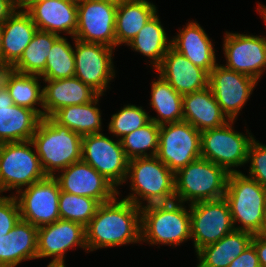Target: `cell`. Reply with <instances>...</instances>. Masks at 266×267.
Returning <instances> with one entry per match:
<instances>
[{
    "instance_id": "obj_15",
    "label": "cell",
    "mask_w": 266,
    "mask_h": 267,
    "mask_svg": "<svg viewBox=\"0 0 266 267\" xmlns=\"http://www.w3.org/2000/svg\"><path fill=\"white\" fill-rule=\"evenodd\" d=\"M226 68L259 81L266 70V37L225 32Z\"/></svg>"
},
{
    "instance_id": "obj_20",
    "label": "cell",
    "mask_w": 266,
    "mask_h": 267,
    "mask_svg": "<svg viewBox=\"0 0 266 267\" xmlns=\"http://www.w3.org/2000/svg\"><path fill=\"white\" fill-rule=\"evenodd\" d=\"M41 119L34 110L15 105L8 89L0 88V144L32 140Z\"/></svg>"
},
{
    "instance_id": "obj_18",
    "label": "cell",
    "mask_w": 266,
    "mask_h": 267,
    "mask_svg": "<svg viewBox=\"0 0 266 267\" xmlns=\"http://www.w3.org/2000/svg\"><path fill=\"white\" fill-rule=\"evenodd\" d=\"M76 246L87 251L85 227L81 224L59 219L38 227L37 259L53 257L49 265H65V252Z\"/></svg>"
},
{
    "instance_id": "obj_49",
    "label": "cell",
    "mask_w": 266,
    "mask_h": 267,
    "mask_svg": "<svg viewBox=\"0 0 266 267\" xmlns=\"http://www.w3.org/2000/svg\"><path fill=\"white\" fill-rule=\"evenodd\" d=\"M47 267H66L65 265H49Z\"/></svg>"
},
{
    "instance_id": "obj_28",
    "label": "cell",
    "mask_w": 266,
    "mask_h": 267,
    "mask_svg": "<svg viewBox=\"0 0 266 267\" xmlns=\"http://www.w3.org/2000/svg\"><path fill=\"white\" fill-rule=\"evenodd\" d=\"M252 237L249 232L234 230L218 242L204 246L196 252L197 267H228L251 244Z\"/></svg>"
},
{
    "instance_id": "obj_19",
    "label": "cell",
    "mask_w": 266,
    "mask_h": 267,
    "mask_svg": "<svg viewBox=\"0 0 266 267\" xmlns=\"http://www.w3.org/2000/svg\"><path fill=\"white\" fill-rule=\"evenodd\" d=\"M155 70L182 96L209 86V73L172 47Z\"/></svg>"
},
{
    "instance_id": "obj_4",
    "label": "cell",
    "mask_w": 266,
    "mask_h": 267,
    "mask_svg": "<svg viewBox=\"0 0 266 267\" xmlns=\"http://www.w3.org/2000/svg\"><path fill=\"white\" fill-rule=\"evenodd\" d=\"M235 230L259 235L266 213V189L242 172L229 173L224 195ZM241 223V226L236 223Z\"/></svg>"
},
{
    "instance_id": "obj_32",
    "label": "cell",
    "mask_w": 266,
    "mask_h": 267,
    "mask_svg": "<svg viewBox=\"0 0 266 267\" xmlns=\"http://www.w3.org/2000/svg\"><path fill=\"white\" fill-rule=\"evenodd\" d=\"M58 37L57 34L37 30L17 62L19 72L40 76L45 71L47 56Z\"/></svg>"
},
{
    "instance_id": "obj_40",
    "label": "cell",
    "mask_w": 266,
    "mask_h": 267,
    "mask_svg": "<svg viewBox=\"0 0 266 267\" xmlns=\"http://www.w3.org/2000/svg\"><path fill=\"white\" fill-rule=\"evenodd\" d=\"M228 267H260L254 246L249 244L238 257L234 258Z\"/></svg>"
},
{
    "instance_id": "obj_8",
    "label": "cell",
    "mask_w": 266,
    "mask_h": 267,
    "mask_svg": "<svg viewBox=\"0 0 266 267\" xmlns=\"http://www.w3.org/2000/svg\"><path fill=\"white\" fill-rule=\"evenodd\" d=\"M234 120L221 127L201 132V157L221 167L228 173L241 172L233 168L247 164L250 145L255 139L234 130ZM244 134V135H243Z\"/></svg>"
},
{
    "instance_id": "obj_37",
    "label": "cell",
    "mask_w": 266,
    "mask_h": 267,
    "mask_svg": "<svg viewBox=\"0 0 266 267\" xmlns=\"http://www.w3.org/2000/svg\"><path fill=\"white\" fill-rule=\"evenodd\" d=\"M149 121L148 113L141 106L128 104L112 115L108 130L113 136L120 137V140L123 136L143 127Z\"/></svg>"
},
{
    "instance_id": "obj_14",
    "label": "cell",
    "mask_w": 266,
    "mask_h": 267,
    "mask_svg": "<svg viewBox=\"0 0 266 267\" xmlns=\"http://www.w3.org/2000/svg\"><path fill=\"white\" fill-rule=\"evenodd\" d=\"M77 9L74 38L115 49L117 6L104 0H77Z\"/></svg>"
},
{
    "instance_id": "obj_5",
    "label": "cell",
    "mask_w": 266,
    "mask_h": 267,
    "mask_svg": "<svg viewBox=\"0 0 266 267\" xmlns=\"http://www.w3.org/2000/svg\"><path fill=\"white\" fill-rule=\"evenodd\" d=\"M191 239L190 210L182 202L144 205L141 208V241L175 247Z\"/></svg>"
},
{
    "instance_id": "obj_23",
    "label": "cell",
    "mask_w": 266,
    "mask_h": 267,
    "mask_svg": "<svg viewBox=\"0 0 266 267\" xmlns=\"http://www.w3.org/2000/svg\"><path fill=\"white\" fill-rule=\"evenodd\" d=\"M171 47L208 73L218 64L209 36L197 22H189L171 39Z\"/></svg>"
},
{
    "instance_id": "obj_17",
    "label": "cell",
    "mask_w": 266,
    "mask_h": 267,
    "mask_svg": "<svg viewBox=\"0 0 266 267\" xmlns=\"http://www.w3.org/2000/svg\"><path fill=\"white\" fill-rule=\"evenodd\" d=\"M58 174L53 177L63 192L90 197L100 203L108 202L119 196L118 188L82 160L62 169Z\"/></svg>"
},
{
    "instance_id": "obj_26",
    "label": "cell",
    "mask_w": 266,
    "mask_h": 267,
    "mask_svg": "<svg viewBox=\"0 0 266 267\" xmlns=\"http://www.w3.org/2000/svg\"><path fill=\"white\" fill-rule=\"evenodd\" d=\"M37 30L30 15L18 8L3 23L1 60L17 63Z\"/></svg>"
},
{
    "instance_id": "obj_39",
    "label": "cell",
    "mask_w": 266,
    "mask_h": 267,
    "mask_svg": "<svg viewBox=\"0 0 266 267\" xmlns=\"http://www.w3.org/2000/svg\"><path fill=\"white\" fill-rule=\"evenodd\" d=\"M21 219L19 206L14 194L0 195V238L8 234Z\"/></svg>"
},
{
    "instance_id": "obj_22",
    "label": "cell",
    "mask_w": 266,
    "mask_h": 267,
    "mask_svg": "<svg viewBox=\"0 0 266 267\" xmlns=\"http://www.w3.org/2000/svg\"><path fill=\"white\" fill-rule=\"evenodd\" d=\"M42 80L47 82L43 87V118L51 117L65 106L89 103L99 95L76 77Z\"/></svg>"
},
{
    "instance_id": "obj_27",
    "label": "cell",
    "mask_w": 266,
    "mask_h": 267,
    "mask_svg": "<svg viewBox=\"0 0 266 267\" xmlns=\"http://www.w3.org/2000/svg\"><path fill=\"white\" fill-rule=\"evenodd\" d=\"M157 7L148 0H129L117 6L115 47L128 45L143 26L157 13Z\"/></svg>"
},
{
    "instance_id": "obj_33",
    "label": "cell",
    "mask_w": 266,
    "mask_h": 267,
    "mask_svg": "<svg viewBox=\"0 0 266 267\" xmlns=\"http://www.w3.org/2000/svg\"><path fill=\"white\" fill-rule=\"evenodd\" d=\"M75 75L74 48L64 36H59L53 43L46 61L42 79H65Z\"/></svg>"
},
{
    "instance_id": "obj_36",
    "label": "cell",
    "mask_w": 266,
    "mask_h": 267,
    "mask_svg": "<svg viewBox=\"0 0 266 267\" xmlns=\"http://www.w3.org/2000/svg\"><path fill=\"white\" fill-rule=\"evenodd\" d=\"M101 203L93 198L60 191V219L69 220L86 227Z\"/></svg>"
},
{
    "instance_id": "obj_29",
    "label": "cell",
    "mask_w": 266,
    "mask_h": 267,
    "mask_svg": "<svg viewBox=\"0 0 266 267\" xmlns=\"http://www.w3.org/2000/svg\"><path fill=\"white\" fill-rule=\"evenodd\" d=\"M102 95L86 104L65 106L51 117L60 125L68 127L80 136L101 133V112L96 106Z\"/></svg>"
},
{
    "instance_id": "obj_1",
    "label": "cell",
    "mask_w": 266,
    "mask_h": 267,
    "mask_svg": "<svg viewBox=\"0 0 266 267\" xmlns=\"http://www.w3.org/2000/svg\"><path fill=\"white\" fill-rule=\"evenodd\" d=\"M117 198L101 203L85 227L87 252L141 242V208Z\"/></svg>"
},
{
    "instance_id": "obj_45",
    "label": "cell",
    "mask_w": 266,
    "mask_h": 267,
    "mask_svg": "<svg viewBox=\"0 0 266 267\" xmlns=\"http://www.w3.org/2000/svg\"><path fill=\"white\" fill-rule=\"evenodd\" d=\"M257 11L260 13V15L264 19V22L266 23V6L261 5L260 3H258Z\"/></svg>"
},
{
    "instance_id": "obj_25",
    "label": "cell",
    "mask_w": 266,
    "mask_h": 267,
    "mask_svg": "<svg viewBox=\"0 0 266 267\" xmlns=\"http://www.w3.org/2000/svg\"><path fill=\"white\" fill-rule=\"evenodd\" d=\"M38 227L22 219L0 238V267H17L25 260L37 259Z\"/></svg>"
},
{
    "instance_id": "obj_6",
    "label": "cell",
    "mask_w": 266,
    "mask_h": 267,
    "mask_svg": "<svg viewBox=\"0 0 266 267\" xmlns=\"http://www.w3.org/2000/svg\"><path fill=\"white\" fill-rule=\"evenodd\" d=\"M228 175L223 167L200 157L175 173V201L191 205L222 199Z\"/></svg>"
},
{
    "instance_id": "obj_47",
    "label": "cell",
    "mask_w": 266,
    "mask_h": 267,
    "mask_svg": "<svg viewBox=\"0 0 266 267\" xmlns=\"http://www.w3.org/2000/svg\"><path fill=\"white\" fill-rule=\"evenodd\" d=\"M2 34H3V24H0V60H1Z\"/></svg>"
},
{
    "instance_id": "obj_34",
    "label": "cell",
    "mask_w": 266,
    "mask_h": 267,
    "mask_svg": "<svg viewBox=\"0 0 266 267\" xmlns=\"http://www.w3.org/2000/svg\"><path fill=\"white\" fill-rule=\"evenodd\" d=\"M159 132L160 126L150 120L143 127L123 136L120 142L126 157L130 160L156 156L159 148Z\"/></svg>"
},
{
    "instance_id": "obj_48",
    "label": "cell",
    "mask_w": 266,
    "mask_h": 267,
    "mask_svg": "<svg viewBox=\"0 0 266 267\" xmlns=\"http://www.w3.org/2000/svg\"><path fill=\"white\" fill-rule=\"evenodd\" d=\"M260 235L266 237V213H265V220H264L263 228H262Z\"/></svg>"
},
{
    "instance_id": "obj_13",
    "label": "cell",
    "mask_w": 266,
    "mask_h": 267,
    "mask_svg": "<svg viewBox=\"0 0 266 267\" xmlns=\"http://www.w3.org/2000/svg\"><path fill=\"white\" fill-rule=\"evenodd\" d=\"M75 43V75L99 95H104L108 83L115 77L114 48L73 38ZM76 50V51H75Z\"/></svg>"
},
{
    "instance_id": "obj_43",
    "label": "cell",
    "mask_w": 266,
    "mask_h": 267,
    "mask_svg": "<svg viewBox=\"0 0 266 267\" xmlns=\"http://www.w3.org/2000/svg\"><path fill=\"white\" fill-rule=\"evenodd\" d=\"M17 9L16 0H0V24H3Z\"/></svg>"
},
{
    "instance_id": "obj_9",
    "label": "cell",
    "mask_w": 266,
    "mask_h": 267,
    "mask_svg": "<svg viewBox=\"0 0 266 267\" xmlns=\"http://www.w3.org/2000/svg\"><path fill=\"white\" fill-rule=\"evenodd\" d=\"M201 132L180 121L160 126L158 159L176 173L201 157Z\"/></svg>"
},
{
    "instance_id": "obj_24",
    "label": "cell",
    "mask_w": 266,
    "mask_h": 267,
    "mask_svg": "<svg viewBox=\"0 0 266 267\" xmlns=\"http://www.w3.org/2000/svg\"><path fill=\"white\" fill-rule=\"evenodd\" d=\"M183 121L200 132L221 127L230 121L217 103L210 87L183 95Z\"/></svg>"
},
{
    "instance_id": "obj_21",
    "label": "cell",
    "mask_w": 266,
    "mask_h": 267,
    "mask_svg": "<svg viewBox=\"0 0 266 267\" xmlns=\"http://www.w3.org/2000/svg\"><path fill=\"white\" fill-rule=\"evenodd\" d=\"M26 12L38 30L74 38L77 30V0H48L32 4Z\"/></svg>"
},
{
    "instance_id": "obj_35",
    "label": "cell",
    "mask_w": 266,
    "mask_h": 267,
    "mask_svg": "<svg viewBox=\"0 0 266 267\" xmlns=\"http://www.w3.org/2000/svg\"><path fill=\"white\" fill-rule=\"evenodd\" d=\"M39 80V75L19 72L7 89L15 105L32 109L43 118V88ZM35 105H40L41 110Z\"/></svg>"
},
{
    "instance_id": "obj_16",
    "label": "cell",
    "mask_w": 266,
    "mask_h": 267,
    "mask_svg": "<svg viewBox=\"0 0 266 267\" xmlns=\"http://www.w3.org/2000/svg\"><path fill=\"white\" fill-rule=\"evenodd\" d=\"M258 81L217 64L209 73V87L229 120L237 115L250 98Z\"/></svg>"
},
{
    "instance_id": "obj_31",
    "label": "cell",
    "mask_w": 266,
    "mask_h": 267,
    "mask_svg": "<svg viewBox=\"0 0 266 267\" xmlns=\"http://www.w3.org/2000/svg\"><path fill=\"white\" fill-rule=\"evenodd\" d=\"M152 81L150 105L158 116L150 117L159 126L183 121V96L160 75Z\"/></svg>"
},
{
    "instance_id": "obj_42",
    "label": "cell",
    "mask_w": 266,
    "mask_h": 267,
    "mask_svg": "<svg viewBox=\"0 0 266 267\" xmlns=\"http://www.w3.org/2000/svg\"><path fill=\"white\" fill-rule=\"evenodd\" d=\"M251 244L254 246L260 267H266V237L259 235H253Z\"/></svg>"
},
{
    "instance_id": "obj_38",
    "label": "cell",
    "mask_w": 266,
    "mask_h": 267,
    "mask_svg": "<svg viewBox=\"0 0 266 267\" xmlns=\"http://www.w3.org/2000/svg\"><path fill=\"white\" fill-rule=\"evenodd\" d=\"M250 162L249 176L266 189V145L254 139L250 145L247 163Z\"/></svg>"
},
{
    "instance_id": "obj_11",
    "label": "cell",
    "mask_w": 266,
    "mask_h": 267,
    "mask_svg": "<svg viewBox=\"0 0 266 267\" xmlns=\"http://www.w3.org/2000/svg\"><path fill=\"white\" fill-rule=\"evenodd\" d=\"M189 206L191 239L195 252L216 243L235 230L225 198L197 202Z\"/></svg>"
},
{
    "instance_id": "obj_2",
    "label": "cell",
    "mask_w": 266,
    "mask_h": 267,
    "mask_svg": "<svg viewBox=\"0 0 266 267\" xmlns=\"http://www.w3.org/2000/svg\"><path fill=\"white\" fill-rule=\"evenodd\" d=\"M31 141L47 176L81 161L82 136L52 117L40 120Z\"/></svg>"
},
{
    "instance_id": "obj_12",
    "label": "cell",
    "mask_w": 266,
    "mask_h": 267,
    "mask_svg": "<svg viewBox=\"0 0 266 267\" xmlns=\"http://www.w3.org/2000/svg\"><path fill=\"white\" fill-rule=\"evenodd\" d=\"M60 187L53 176L19 190L15 196L21 219L36 227L52 224L60 219Z\"/></svg>"
},
{
    "instance_id": "obj_30",
    "label": "cell",
    "mask_w": 266,
    "mask_h": 267,
    "mask_svg": "<svg viewBox=\"0 0 266 267\" xmlns=\"http://www.w3.org/2000/svg\"><path fill=\"white\" fill-rule=\"evenodd\" d=\"M167 35L156 13L127 46L150 58V64L156 69L171 47Z\"/></svg>"
},
{
    "instance_id": "obj_41",
    "label": "cell",
    "mask_w": 266,
    "mask_h": 267,
    "mask_svg": "<svg viewBox=\"0 0 266 267\" xmlns=\"http://www.w3.org/2000/svg\"><path fill=\"white\" fill-rule=\"evenodd\" d=\"M18 73L17 63L0 60V88L7 89Z\"/></svg>"
},
{
    "instance_id": "obj_10",
    "label": "cell",
    "mask_w": 266,
    "mask_h": 267,
    "mask_svg": "<svg viewBox=\"0 0 266 267\" xmlns=\"http://www.w3.org/2000/svg\"><path fill=\"white\" fill-rule=\"evenodd\" d=\"M81 160L92 166L116 188L126 182L129 159L120 140L95 133L82 137Z\"/></svg>"
},
{
    "instance_id": "obj_46",
    "label": "cell",
    "mask_w": 266,
    "mask_h": 267,
    "mask_svg": "<svg viewBox=\"0 0 266 267\" xmlns=\"http://www.w3.org/2000/svg\"><path fill=\"white\" fill-rule=\"evenodd\" d=\"M104 1H107L109 3H112L116 6H118V5L122 4L123 2L129 1V0H104Z\"/></svg>"
},
{
    "instance_id": "obj_44",
    "label": "cell",
    "mask_w": 266,
    "mask_h": 267,
    "mask_svg": "<svg viewBox=\"0 0 266 267\" xmlns=\"http://www.w3.org/2000/svg\"><path fill=\"white\" fill-rule=\"evenodd\" d=\"M43 1H48V0H19L18 8L26 11L32 4Z\"/></svg>"
},
{
    "instance_id": "obj_7",
    "label": "cell",
    "mask_w": 266,
    "mask_h": 267,
    "mask_svg": "<svg viewBox=\"0 0 266 267\" xmlns=\"http://www.w3.org/2000/svg\"><path fill=\"white\" fill-rule=\"evenodd\" d=\"M31 140L0 144V194L22 188L47 177ZM33 149V151H32Z\"/></svg>"
},
{
    "instance_id": "obj_3",
    "label": "cell",
    "mask_w": 266,
    "mask_h": 267,
    "mask_svg": "<svg viewBox=\"0 0 266 267\" xmlns=\"http://www.w3.org/2000/svg\"><path fill=\"white\" fill-rule=\"evenodd\" d=\"M130 179L129 194L123 199L138 207L170 203L175 201V173L163 164L157 156L139 157L129 160L127 179Z\"/></svg>"
}]
</instances>
